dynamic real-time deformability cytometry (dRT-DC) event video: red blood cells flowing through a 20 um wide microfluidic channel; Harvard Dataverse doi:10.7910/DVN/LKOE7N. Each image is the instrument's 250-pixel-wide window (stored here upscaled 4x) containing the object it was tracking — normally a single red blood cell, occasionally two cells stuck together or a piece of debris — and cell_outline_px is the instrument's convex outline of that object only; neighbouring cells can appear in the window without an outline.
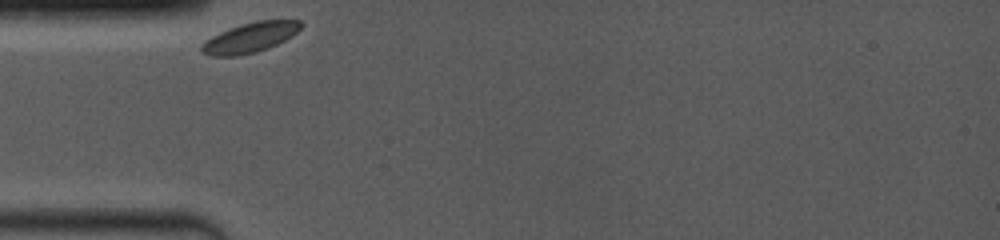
{"species": "common noctule bat (a hibernating species)", "species_latin": "Nyctalus noctula", "temperature_condition": "room temperature", "stored_images_in_passage": 2, "camera_frame_rate_fps": 4000, "um_per_image_px": 0.085, "animal": {"sex": "female", "body_mass_g": 19.0, "forearm_length_mm": 53.3}, "frame": {"image": 1, "passage_image": 1, "time_ms": 0.0, "image_size_px": [1000, 240], "cell_outline_px": [[304, 24], [292, 36], [268, 48], [256, 52], [236, 56], [212, 56], [200, 52], [200, 44], [204, 40], [228, 28], [240, 24], [256, 20], [300, 20]], "centroid_in_image_um": [21.22, 3.19], "position_along_channel_um": 63.8, "area_um2": 17.51}}